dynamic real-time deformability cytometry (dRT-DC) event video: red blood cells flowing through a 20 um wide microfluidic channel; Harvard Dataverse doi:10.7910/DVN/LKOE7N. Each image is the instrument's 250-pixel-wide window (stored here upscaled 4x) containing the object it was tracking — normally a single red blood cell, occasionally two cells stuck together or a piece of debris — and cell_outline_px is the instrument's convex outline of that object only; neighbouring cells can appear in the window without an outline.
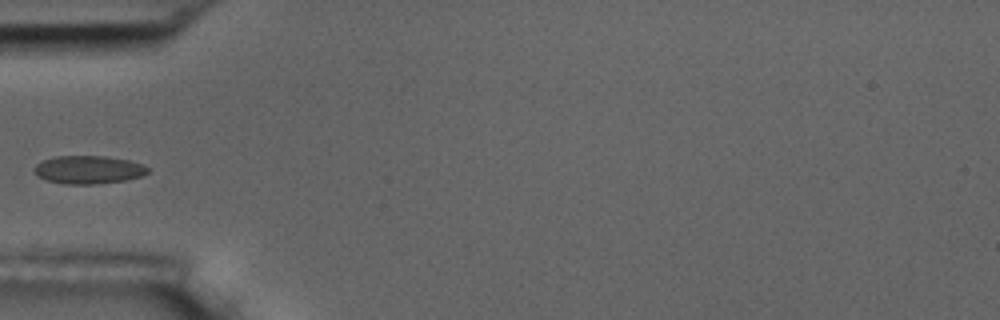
{"species": "common noctule bat (a hibernating species)", "species_latin": "Nyctalus noctula", "temperature_condition": "room temperature", "stored_images_in_passage": 6, "camera_frame_rate_fps": 3000, "um_per_image_px": 0.085, "animal": {"sex": "male", "body_mass_g": 17.5, "forearm_length_mm": 52.3}, "frame": {"image": 1, "passage_image": 5, "time_ms": 4.667, "image_size_px": [1000, 320], "cell_outline_px": [[148, 172], [140, 176], [128, 180], [96, 184], [64, 184], [44, 180], [36, 176], [32, 172], [32, 168], [36, 164], [44, 160], [56, 156], [104, 156], [128, 160], [140, 164], [148, 168]], "centroid_in_image_um": [7.44, 14.44], "position_along_channel_um": 77.6, "area_um2": 18.73}}